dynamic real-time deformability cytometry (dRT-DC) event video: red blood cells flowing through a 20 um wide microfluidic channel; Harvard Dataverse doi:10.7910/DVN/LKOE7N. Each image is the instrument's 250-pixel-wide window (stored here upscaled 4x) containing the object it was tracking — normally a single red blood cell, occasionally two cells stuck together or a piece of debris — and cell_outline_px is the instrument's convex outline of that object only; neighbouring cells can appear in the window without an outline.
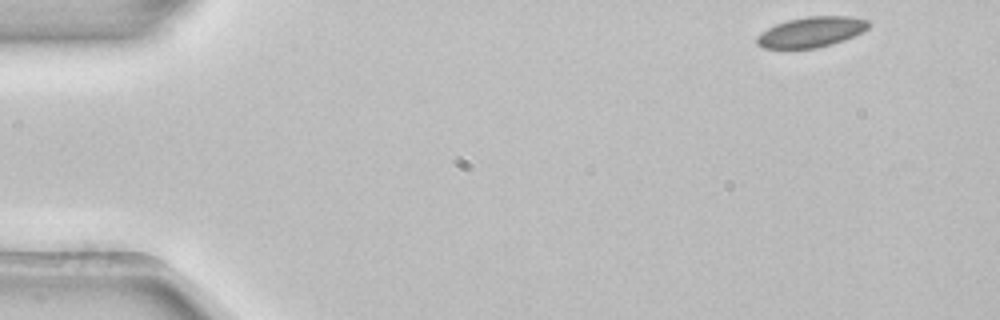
{"species": "common noctule bat (a hibernating species)", "species_latin": "Nyctalus noctula", "temperature_condition": "room temperature", "stored_images_in_passage": 3, "camera_frame_rate_fps": 3000, "um_per_image_px": 0.085, "animal": {"sex": "female", "body_mass_g": 22.7, "forearm_length_mm": 54.2}, "frame": {"image": 1, "passage_image": 1, "time_ms": 0.0, "image_size_px": [1000, 320], "cell_outline_px": [[872, 24], [868, 28], [844, 40], [832, 44], [816, 48], [764, 48], [756, 44], [756, 36], [760, 32], [776, 24], [788, 20], [808, 16], [848, 16], [868, 20]], "centroid_in_image_um": [68.94, 2.72], "position_along_channel_um": 16.1, "area_um2": 19.71}}
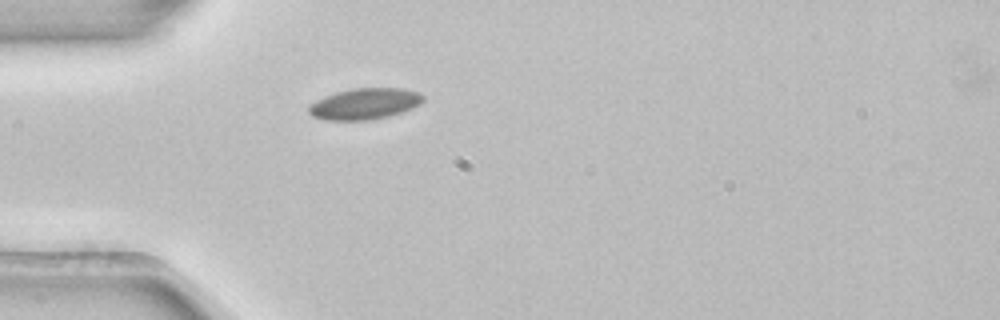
{"frame": {"image": 2, "passage_image": 3, "time_ms": 0.667, "image_size_px": [1000, 320], "cell_outline_px": [[424, 100], [420, 104], [404, 112], [372, 120], [324, 120], [312, 116], [308, 112], [308, 104], [324, 96], [336, 92], [352, 88], [404, 88], [416, 92], [424, 96]], "centroid_in_image_um": [30.98, 8.83], "position_along_channel_um": 54.0, "area_um2": 20.98}}